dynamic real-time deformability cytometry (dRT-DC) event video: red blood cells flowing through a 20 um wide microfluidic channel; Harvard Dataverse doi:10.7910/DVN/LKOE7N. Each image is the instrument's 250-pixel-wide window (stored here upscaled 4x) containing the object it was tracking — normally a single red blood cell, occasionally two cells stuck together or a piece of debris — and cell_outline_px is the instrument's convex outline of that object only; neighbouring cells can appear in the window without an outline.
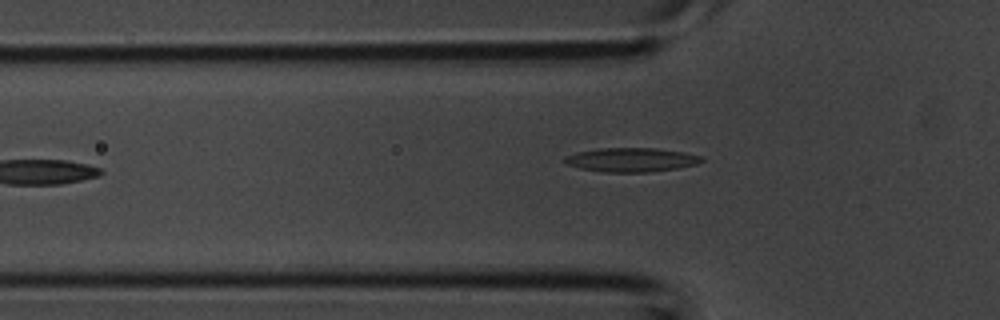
{"species": "common noctule bat (a hibernating species)", "species_latin": "Nyctalus noctula", "temperature_condition": "room temperature", "stored_images_in_passage": 5, "camera_frame_rate_fps": 3000, "um_per_image_px": 0.085, "animal": {"sex": "male", "body_mass_g": 20.1, "forearm_length_mm": 53.5}, "frame": {"image": 1, "passage_image": 4, "time_ms": 1.0, "image_size_px": [1000, 320], "cell_outline_px": [[704, 160], [696, 164], [680, 168], [648, 172], [604, 172], [580, 168], [568, 164], [564, 160], [564, 156], [576, 152], [596, 148], [656, 148], [684, 152], [704, 156]], "centroid_in_image_um": [53.69, 13.57], "position_along_channel_um": 72.1, "area_um2": 19.31}}